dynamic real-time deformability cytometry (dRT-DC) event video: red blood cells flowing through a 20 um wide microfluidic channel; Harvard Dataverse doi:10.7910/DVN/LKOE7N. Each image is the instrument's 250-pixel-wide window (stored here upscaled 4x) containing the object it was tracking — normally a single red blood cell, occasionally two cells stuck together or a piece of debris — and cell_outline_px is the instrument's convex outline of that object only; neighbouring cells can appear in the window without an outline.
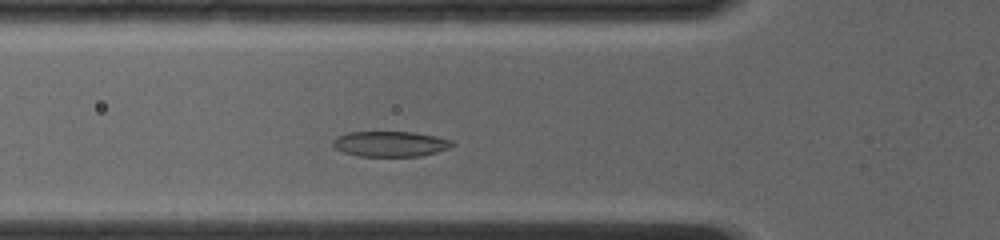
{"species": "common noctule bat (a hibernating species)", "species_latin": "Nyctalus noctula", "temperature_condition": "room temperature", "stored_images_in_passage": 45, "camera_frame_rate_fps": 4000, "um_per_image_px": 0.085, "animal": {"sex": "female", "body_mass_g": 19.0, "forearm_length_mm": 56.7}, "frame": {"image": 1, "passage_image": 12, "time_ms": 2.75, "image_size_px": [1000, 240], "cell_outline_px": [[456, 144], [448, 148], [436, 152], [420, 156], [360, 156], [344, 152], [336, 148], [332, 144], [332, 140], [336, 136], [348, 132], [412, 132], [436, 136], [452, 140]], "centroid_in_image_um": [33.17, 12.22], "position_along_channel_um": 92.6, "area_um2": 17.63}}
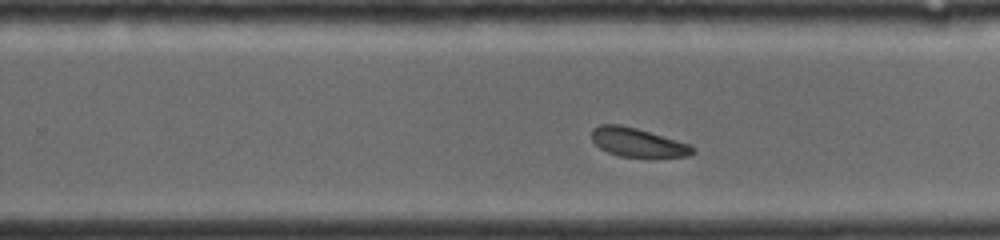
{"frame": {"image": 2, "passage_image": 30, "time_ms": 7.25, "image_size_px": [1000, 240], "cell_outline_px": [[696, 152], [688, 156], [620, 156], [608, 152], [600, 148], [592, 140], [592, 128], [600, 124], [620, 124], [636, 128], [692, 144], [696, 148]], "centroid_in_image_um": [54.22, 12.09], "position_along_channel_um": 275.6, "area_um2": 16.88}}
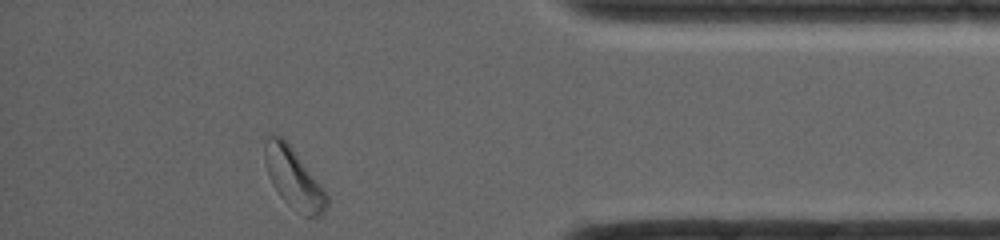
{"frame": {"image": 3, "passage_image": 45, "time_ms": 11.0, "image_size_px": [1000, 240], "cell_outline_px": [[328, 204], [324, 212], [320, 216], [304, 216], [288, 204], [280, 196], [272, 184], [264, 160], [264, 136], [268, 132], [272, 132], [280, 136], [292, 148], [324, 188], [328, 196]], "centroid_in_image_um": [24.93, 15.11], "position_along_channel_um": 410.3, "area_um2": 21.79}, "authors_computed_cell_mechanics": {"area_um2": 18.1492, "velocity_mm_per_s": 4.0864, "shape_relaxation_time_tau1_ms": 1.2911, "shape_relaxation_time_tau2_ms": 7.469, "deformation_change_tau1": 0.0651, "deformation_change_tau2": 0.1451}}